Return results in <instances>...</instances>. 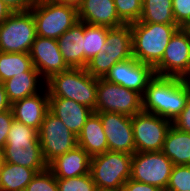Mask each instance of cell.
I'll return each instance as SVG.
<instances>
[{"instance_id": "obj_1", "label": "cell", "mask_w": 190, "mask_h": 191, "mask_svg": "<svg viewBox=\"0 0 190 191\" xmlns=\"http://www.w3.org/2000/svg\"><path fill=\"white\" fill-rule=\"evenodd\" d=\"M189 94L182 78L155 75L142 96V109L172 122L186 106Z\"/></svg>"}, {"instance_id": "obj_2", "label": "cell", "mask_w": 190, "mask_h": 191, "mask_svg": "<svg viewBox=\"0 0 190 191\" xmlns=\"http://www.w3.org/2000/svg\"><path fill=\"white\" fill-rule=\"evenodd\" d=\"M2 161L34 169L37 173L47 169L38 130L14 119L2 150Z\"/></svg>"}, {"instance_id": "obj_3", "label": "cell", "mask_w": 190, "mask_h": 191, "mask_svg": "<svg viewBox=\"0 0 190 191\" xmlns=\"http://www.w3.org/2000/svg\"><path fill=\"white\" fill-rule=\"evenodd\" d=\"M130 25L133 57L154 68L161 61L171 37L179 27L139 21L130 23Z\"/></svg>"}, {"instance_id": "obj_4", "label": "cell", "mask_w": 190, "mask_h": 191, "mask_svg": "<svg viewBox=\"0 0 190 191\" xmlns=\"http://www.w3.org/2000/svg\"><path fill=\"white\" fill-rule=\"evenodd\" d=\"M98 78L85 68H69L46 80L49 97H62L74 100L95 111Z\"/></svg>"}, {"instance_id": "obj_5", "label": "cell", "mask_w": 190, "mask_h": 191, "mask_svg": "<svg viewBox=\"0 0 190 191\" xmlns=\"http://www.w3.org/2000/svg\"><path fill=\"white\" fill-rule=\"evenodd\" d=\"M132 154L107 151L91 157L90 174L97 188L121 190L131 176Z\"/></svg>"}, {"instance_id": "obj_6", "label": "cell", "mask_w": 190, "mask_h": 191, "mask_svg": "<svg viewBox=\"0 0 190 191\" xmlns=\"http://www.w3.org/2000/svg\"><path fill=\"white\" fill-rule=\"evenodd\" d=\"M30 10L36 23V35L43 38L58 39L79 21L76 8L50 0L33 2Z\"/></svg>"}, {"instance_id": "obj_7", "label": "cell", "mask_w": 190, "mask_h": 191, "mask_svg": "<svg viewBox=\"0 0 190 191\" xmlns=\"http://www.w3.org/2000/svg\"><path fill=\"white\" fill-rule=\"evenodd\" d=\"M36 36L31 10L12 12L0 24V52L29 53Z\"/></svg>"}, {"instance_id": "obj_8", "label": "cell", "mask_w": 190, "mask_h": 191, "mask_svg": "<svg viewBox=\"0 0 190 191\" xmlns=\"http://www.w3.org/2000/svg\"><path fill=\"white\" fill-rule=\"evenodd\" d=\"M173 166L162 151L135 152L132 154L130 179L165 190Z\"/></svg>"}, {"instance_id": "obj_9", "label": "cell", "mask_w": 190, "mask_h": 191, "mask_svg": "<svg viewBox=\"0 0 190 191\" xmlns=\"http://www.w3.org/2000/svg\"><path fill=\"white\" fill-rule=\"evenodd\" d=\"M142 110V96L139 93L98 78L95 113L111 112L132 117Z\"/></svg>"}, {"instance_id": "obj_10", "label": "cell", "mask_w": 190, "mask_h": 191, "mask_svg": "<svg viewBox=\"0 0 190 191\" xmlns=\"http://www.w3.org/2000/svg\"><path fill=\"white\" fill-rule=\"evenodd\" d=\"M38 136L42 155L47 164L78 146L77 136L50 111L45 114Z\"/></svg>"}, {"instance_id": "obj_11", "label": "cell", "mask_w": 190, "mask_h": 191, "mask_svg": "<svg viewBox=\"0 0 190 191\" xmlns=\"http://www.w3.org/2000/svg\"><path fill=\"white\" fill-rule=\"evenodd\" d=\"M136 152L161 151L172 122L141 111L131 117Z\"/></svg>"}, {"instance_id": "obj_12", "label": "cell", "mask_w": 190, "mask_h": 191, "mask_svg": "<svg viewBox=\"0 0 190 191\" xmlns=\"http://www.w3.org/2000/svg\"><path fill=\"white\" fill-rule=\"evenodd\" d=\"M190 69V28H179L171 37L155 75L183 78Z\"/></svg>"}, {"instance_id": "obj_13", "label": "cell", "mask_w": 190, "mask_h": 191, "mask_svg": "<svg viewBox=\"0 0 190 191\" xmlns=\"http://www.w3.org/2000/svg\"><path fill=\"white\" fill-rule=\"evenodd\" d=\"M155 77L154 68L132 57L114 64L103 79L136 91L143 96L148 83Z\"/></svg>"}, {"instance_id": "obj_14", "label": "cell", "mask_w": 190, "mask_h": 191, "mask_svg": "<svg viewBox=\"0 0 190 191\" xmlns=\"http://www.w3.org/2000/svg\"><path fill=\"white\" fill-rule=\"evenodd\" d=\"M102 121L109 151L136 152L131 117L111 112H97Z\"/></svg>"}, {"instance_id": "obj_15", "label": "cell", "mask_w": 190, "mask_h": 191, "mask_svg": "<svg viewBox=\"0 0 190 191\" xmlns=\"http://www.w3.org/2000/svg\"><path fill=\"white\" fill-rule=\"evenodd\" d=\"M29 54L33 66L45 81L70 68L61 55L57 39L36 36Z\"/></svg>"}, {"instance_id": "obj_16", "label": "cell", "mask_w": 190, "mask_h": 191, "mask_svg": "<svg viewBox=\"0 0 190 191\" xmlns=\"http://www.w3.org/2000/svg\"><path fill=\"white\" fill-rule=\"evenodd\" d=\"M14 119L39 131L45 114L49 111L47 88L35 95L15 101L11 104Z\"/></svg>"}, {"instance_id": "obj_17", "label": "cell", "mask_w": 190, "mask_h": 191, "mask_svg": "<svg viewBox=\"0 0 190 191\" xmlns=\"http://www.w3.org/2000/svg\"><path fill=\"white\" fill-rule=\"evenodd\" d=\"M77 11L78 20L87 24L109 28L125 24L117 15L114 0H83Z\"/></svg>"}, {"instance_id": "obj_18", "label": "cell", "mask_w": 190, "mask_h": 191, "mask_svg": "<svg viewBox=\"0 0 190 191\" xmlns=\"http://www.w3.org/2000/svg\"><path fill=\"white\" fill-rule=\"evenodd\" d=\"M49 111L59 118L76 136L94 112L85 105L62 97H49Z\"/></svg>"}, {"instance_id": "obj_19", "label": "cell", "mask_w": 190, "mask_h": 191, "mask_svg": "<svg viewBox=\"0 0 190 191\" xmlns=\"http://www.w3.org/2000/svg\"><path fill=\"white\" fill-rule=\"evenodd\" d=\"M91 156L81 147L56 157L48 164V169L56 178H72L90 173Z\"/></svg>"}, {"instance_id": "obj_20", "label": "cell", "mask_w": 190, "mask_h": 191, "mask_svg": "<svg viewBox=\"0 0 190 191\" xmlns=\"http://www.w3.org/2000/svg\"><path fill=\"white\" fill-rule=\"evenodd\" d=\"M57 42L61 55L70 68H84V22L78 21Z\"/></svg>"}, {"instance_id": "obj_21", "label": "cell", "mask_w": 190, "mask_h": 191, "mask_svg": "<svg viewBox=\"0 0 190 191\" xmlns=\"http://www.w3.org/2000/svg\"><path fill=\"white\" fill-rule=\"evenodd\" d=\"M7 98L12 104L15 101L35 95L45 88L46 81L41 77L39 71L33 66L23 74L15 75L3 82ZM42 88V89H41Z\"/></svg>"}, {"instance_id": "obj_22", "label": "cell", "mask_w": 190, "mask_h": 191, "mask_svg": "<svg viewBox=\"0 0 190 191\" xmlns=\"http://www.w3.org/2000/svg\"><path fill=\"white\" fill-rule=\"evenodd\" d=\"M105 51L106 55L112 60V63L126 61L133 57V44L131 25L124 24L119 27L110 28L106 43L103 45L101 52Z\"/></svg>"}, {"instance_id": "obj_23", "label": "cell", "mask_w": 190, "mask_h": 191, "mask_svg": "<svg viewBox=\"0 0 190 191\" xmlns=\"http://www.w3.org/2000/svg\"><path fill=\"white\" fill-rule=\"evenodd\" d=\"M77 138L78 146L83 148L91 157L109 150L101 118L95 112L87 119Z\"/></svg>"}, {"instance_id": "obj_24", "label": "cell", "mask_w": 190, "mask_h": 191, "mask_svg": "<svg viewBox=\"0 0 190 191\" xmlns=\"http://www.w3.org/2000/svg\"><path fill=\"white\" fill-rule=\"evenodd\" d=\"M161 151L173 165H190V133L180 131L171 125Z\"/></svg>"}, {"instance_id": "obj_25", "label": "cell", "mask_w": 190, "mask_h": 191, "mask_svg": "<svg viewBox=\"0 0 190 191\" xmlns=\"http://www.w3.org/2000/svg\"><path fill=\"white\" fill-rule=\"evenodd\" d=\"M36 174L34 169L2 161L0 191H25L27 184Z\"/></svg>"}, {"instance_id": "obj_26", "label": "cell", "mask_w": 190, "mask_h": 191, "mask_svg": "<svg viewBox=\"0 0 190 191\" xmlns=\"http://www.w3.org/2000/svg\"><path fill=\"white\" fill-rule=\"evenodd\" d=\"M139 22L177 25L172 0H143Z\"/></svg>"}, {"instance_id": "obj_27", "label": "cell", "mask_w": 190, "mask_h": 191, "mask_svg": "<svg viewBox=\"0 0 190 191\" xmlns=\"http://www.w3.org/2000/svg\"><path fill=\"white\" fill-rule=\"evenodd\" d=\"M33 67L29 53H5L0 52V82L23 74Z\"/></svg>"}, {"instance_id": "obj_28", "label": "cell", "mask_w": 190, "mask_h": 191, "mask_svg": "<svg viewBox=\"0 0 190 191\" xmlns=\"http://www.w3.org/2000/svg\"><path fill=\"white\" fill-rule=\"evenodd\" d=\"M109 27L84 23V68L106 43Z\"/></svg>"}, {"instance_id": "obj_29", "label": "cell", "mask_w": 190, "mask_h": 191, "mask_svg": "<svg viewBox=\"0 0 190 191\" xmlns=\"http://www.w3.org/2000/svg\"><path fill=\"white\" fill-rule=\"evenodd\" d=\"M114 4L117 15L125 24L140 20L143 0H114Z\"/></svg>"}, {"instance_id": "obj_30", "label": "cell", "mask_w": 190, "mask_h": 191, "mask_svg": "<svg viewBox=\"0 0 190 191\" xmlns=\"http://www.w3.org/2000/svg\"><path fill=\"white\" fill-rule=\"evenodd\" d=\"M59 191H96L97 186L90 173L72 178H57Z\"/></svg>"}, {"instance_id": "obj_31", "label": "cell", "mask_w": 190, "mask_h": 191, "mask_svg": "<svg viewBox=\"0 0 190 191\" xmlns=\"http://www.w3.org/2000/svg\"><path fill=\"white\" fill-rule=\"evenodd\" d=\"M167 191H190V165H174Z\"/></svg>"}, {"instance_id": "obj_32", "label": "cell", "mask_w": 190, "mask_h": 191, "mask_svg": "<svg viewBox=\"0 0 190 191\" xmlns=\"http://www.w3.org/2000/svg\"><path fill=\"white\" fill-rule=\"evenodd\" d=\"M25 191H59L57 178L47 168L33 177L27 184Z\"/></svg>"}, {"instance_id": "obj_33", "label": "cell", "mask_w": 190, "mask_h": 191, "mask_svg": "<svg viewBox=\"0 0 190 191\" xmlns=\"http://www.w3.org/2000/svg\"><path fill=\"white\" fill-rule=\"evenodd\" d=\"M114 64L116 63H112V60L106 55L105 51H100L88 62L85 69L95 78H104Z\"/></svg>"}, {"instance_id": "obj_34", "label": "cell", "mask_w": 190, "mask_h": 191, "mask_svg": "<svg viewBox=\"0 0 190 191\" xmlns=\"http://www.w3.org/2000/svg\"><path fill=\"white\" fill-rule=\"evenodd\" d=\"M173 15L179 28H190V0H172Z\"/></svg>"}, {"instance_id": "obj_35", "label": "cell", "mask_w": 190, "mask_h": 191, "mask_svg": "<svg viewBox=\"0 0 190 191\" xmlns=\"http://www.w3.org/2000/svg\"><path fill=\"white\" fill-rule=\"evenodd\" d=\"M172 126L176 129L190 133V94L188 96L186 106L181 113L172 121Z\"/></svg>"}, {"instance_id": "obj_36", "label": "cell", "mask_w": 190, "mask_h": 191, "mask_svg": "<svg viewBox=\"0 0 190 191\" xmlns=\"http://www.w3.org/2000/svg\"><path fill=\"white\" fill-rule=\"evenodd\" d=\"M14 120L12 110H8L0 113V150L2 151L6 142L8 132L10 130L11 124Z\"/></svg>"}, {"instance_id": "obj_37", "label": "cell", "mask_w": 190, "mask_h": 191, "mask_svg": "<svg viewBox=\"0 0 190 191\" xmlns=\"http://www.w3.org/2000/svg\"><path fill=\"white\" fill-rule=\"evenodd\" d=\"M121 191H162V189L129 178L123 185Z\"/></svg>"}, {"instance_id": "obj_38", "label": "cell", "mask_w": 190, "mask_h": 191, "mask_svg": "<svg viewBox=\"0 0 190 191\" xmlns=\"http://www.w3.org/2000/svg\"><path fill=\"white\" fill-rule=\"evenodd\" d=\"M12 11H28L33 5L31 0H2Z\"/></svg>"}, {"instance_id": "obj_39", "label": "cell", "mask_w": 190, "mask_h": 191, "mask_svg": "<svg viewBox=\"0 0 190 191\" xmlns=\"http://www.w3.org/2000/svg\"><path fill=\"white\" fill-rule=\"evenodd\" d=\"M11 109V103L7 98L4 84L0 82V113Z\"/></svg>"}, {"instance_id": "obj_40", "label": "cell", "mask_w": 190, "mask_h": 191, "mask_svg": "<svg viewBox=\"0 0 190 191\" xmlns=\"http://www.w3.org/2000/svg\"><path fill=\"white\" fill-rule=\"evenodd\" d=\"M56 4L72 6L78 9L81 6L83 0H50Z\"/></svg>"}, {"instance_id": "obj_41", "label": "cell", "mask_w": 190, "mask_h": 191, "mask_svg": "<svg viewBox=\"0 0 190 191\" xmlns=\"http://www.w3.org/2000/svg\"><path fill=\"white\" fill-rule=\"evenodd\" d=\"M12 11L7 7V5L0 0V24L10 16Z\"/></svg>"}, {"instance_id": "obj_42", "label": "cell", "mask_w": 190, "mask_h": 191, "mask_svg": "<svg viewBox=\"0 0 190 191\" xmlns=\"http://www.w3.org/2000/svg\"><path fill=\"white\" fill-rule=\"evenodd\" d=\"M182 79L184 80L186 86L190 89V69Z\"/></svg>"}, {"instance_id": "obj_43", "label": "cell", "mask_w": 190, "mask_h": 191, "mask_svg": "<svg viewBox=\"0 0 190 191\" xmlns=\"http://www.w3.org/2000/svg\"><path fill=\"white\" fill-rule=\"evenodd\" d=\"M96 191H121V190H109V189H100V188H97Z\"/></svg>"}, {"instance_id": "obj_44", "label": "cell", "mask_w": 190, "mask_h": 191, "mask_svg": "<svg viewBox=\"0 0 190 191\" xmlns=\"http://www.w3.org/2000/svg\"><path fill=\"white\" fill-rule=\"evenodd\" d=\"M1 162H2V151L0 150V165H1Z\"/></svg>"}, {"instance_id": "obj_45", "label": "cell", "mask_w": 190, "mask_h": 191, "mask_svg": "<svg viewBox=\"0 0 190 191\" xmlns=\"http://www.w3.org/2000/svg\"><path fill=\"white\" fill-rule=\"evenodd\" d=\"M32 2L42 1V0H31Z\"/></svg>"}]
</instances>
